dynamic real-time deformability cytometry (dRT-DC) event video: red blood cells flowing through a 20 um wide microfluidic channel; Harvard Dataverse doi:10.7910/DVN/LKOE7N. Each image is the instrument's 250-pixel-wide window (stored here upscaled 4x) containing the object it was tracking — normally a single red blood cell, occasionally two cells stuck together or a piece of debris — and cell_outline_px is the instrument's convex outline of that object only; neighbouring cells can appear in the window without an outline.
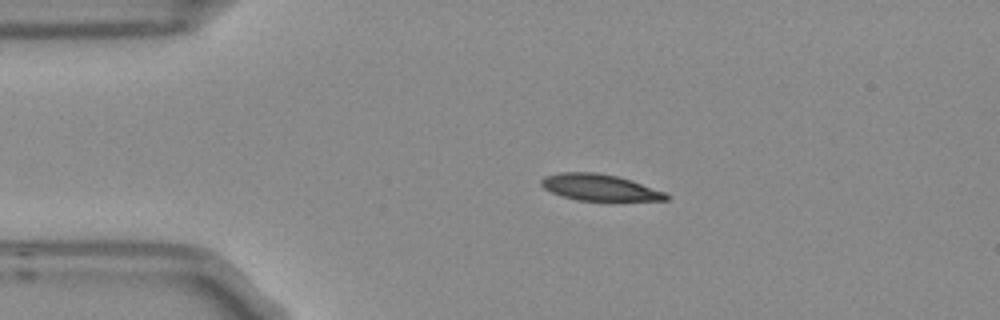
{"species": "Egyptian fruit bat (a non-hibernating species)", "species_latin": "Rousettus aegyptiacus", "temperature_condition": "room temperature", "stored_images_in_passage": 4, "camera_frame_rate_fps": 3000, "um_per_image_px": 0.085, "frame": {"image": 1, "passage_image": 3, "time_ms": 0.667, "image_size_px": [1000, 320], "cell_outline_px": [[668, 200], [576, 200], [552, 192], [544, 188], [540, 184], [540, 180], [544, 176], [560, 172], [596, 172], [620, 176], [668, 192]], "centroid_in_image_um": [50.99, 15.91], "position_along_channel_um": 34.0, "area_um2": 19.31}}